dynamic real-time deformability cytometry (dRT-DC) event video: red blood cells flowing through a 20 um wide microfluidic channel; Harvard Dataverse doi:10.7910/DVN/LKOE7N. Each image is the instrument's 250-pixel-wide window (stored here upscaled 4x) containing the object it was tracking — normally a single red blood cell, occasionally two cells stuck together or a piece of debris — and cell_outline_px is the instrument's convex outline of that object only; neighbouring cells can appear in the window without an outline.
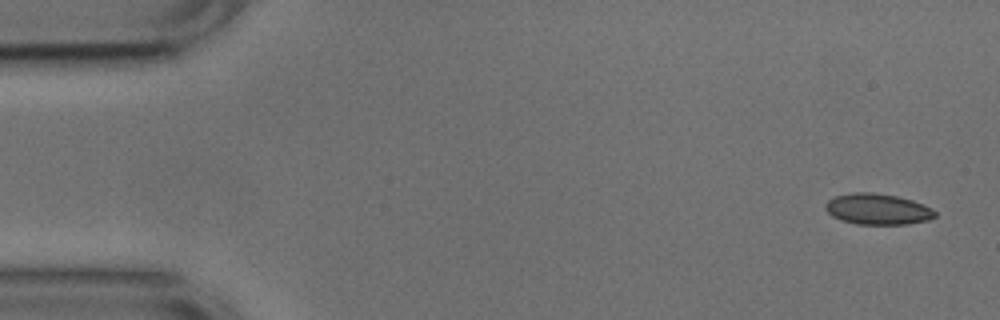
{"species": "common noctule bat (a hibernating species)", "species_latin": "Nyctalus noctula", "temperature_condition": "cold", "stored_images_in_passage": 51, "camera_frame_rate_fps": 3000, "um_per_image_px": 0.085, "animal": {"sex": "male", "body_mass_g": 17.9, "forearm_length_mm": 54.2}, "frame": {"image": 1, "passage_image": 1, "time_ms": 0.0, "image_size_px": [1000, 320], "cell_outline_px": [[936, 216], [928, 220], [908, 224], [856, 224], [840, 220], [832, 216], [824, 208], [824, 204], [828, 200], [836, 196], [852, 192], [872, 192], [896, 196], [912, 200], [932, 208], [936, 212]], "centroid_in_image_um": [74.58, 17.78], "position_along_channel_um": 10.4, "area_um2": 19.83}}
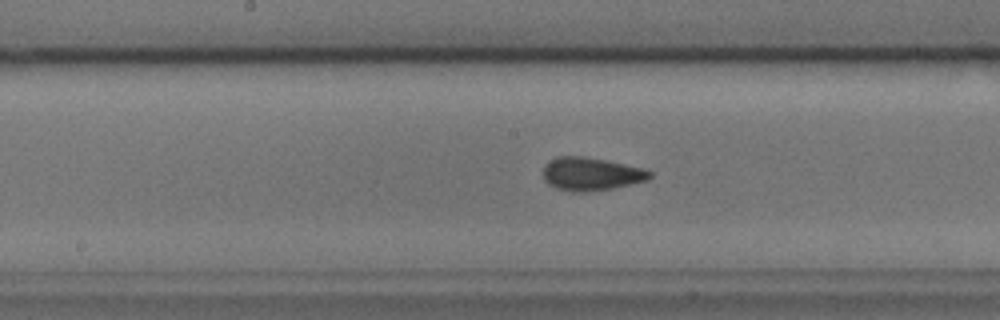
{"frame": {"image": 2, "passage_image": 25, "time_ms": 8.0, "image_size_px": [1000, 320], "cell_outline_px": [[652, 176], [648, 180], [612, 188], [584, 192], [572, 192], [556, 188], [548, 184], [544, 180], [544, 164], [560, 156], [584, 156], [604, 160], [640, 168], [652, 172]], "centroid_in_image_um": [50.21, 14.8], "position_along_channel_um": 198.0, "area_um2": 20.29}}
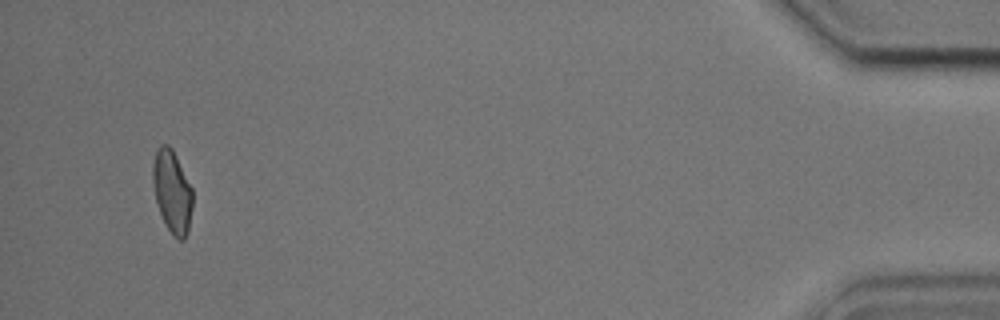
{"frame": {"image": 3, "passage_image": 49, "time_ms": 16.0, "image_size_px": [1000, 320], "cell_outline_px": [[192, 208], [188, 232], [184, 240], [180, 240], [172, 236], [160, 212], [156, 200], [152, 184], [152, 164], [156, 148], [160, 144], [168, 144], [172, 148], [192, 188]], "centroid_in_image_um": [14.62, 16.26], "position_along_channel_um": 420.6, "area_um2": 19.25}, "authors_computed_cell_mechanics": {"area_um2": 19.8254, "velocity_mm_per_s": 3.7735, "shape_relaxation_time_tau1_ms": 6.6504, "shape_relaxation_time_tau2_ms": 1.2094, "deformation_change_tau1": 0.1258, "deformation_change_tau2": 0.0496}}